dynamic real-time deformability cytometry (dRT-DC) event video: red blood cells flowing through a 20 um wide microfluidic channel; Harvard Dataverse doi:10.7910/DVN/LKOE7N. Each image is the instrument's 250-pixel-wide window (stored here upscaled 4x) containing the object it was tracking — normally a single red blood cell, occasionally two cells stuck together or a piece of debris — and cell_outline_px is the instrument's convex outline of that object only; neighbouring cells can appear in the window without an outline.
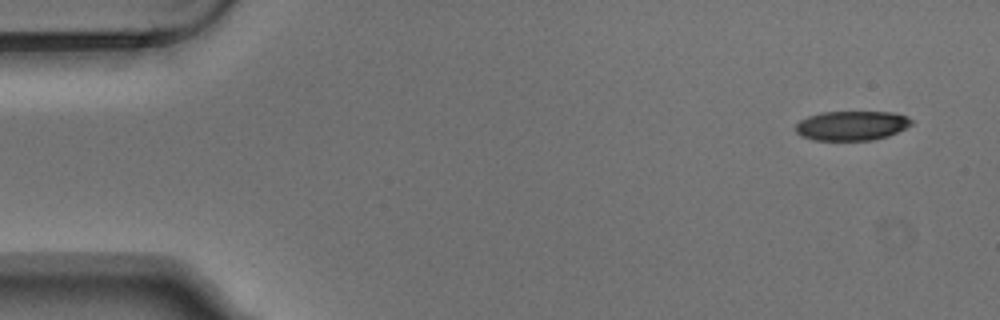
{"species": "Egyptian fruit bat (a non-hibernating species)", "species_latin": "Rousettus aegyptiacus", "temperature_condition": "warm", "stored_images_in_passage": 4, "camera_frame_rate_fps": 3000, "um_per_image_px": 0.085, "animal": {"sex": "male"}, "frame": {"image": 1, "passage_image": 1, "time_ms": 0.0, "image_size_px": [1000, 320], "cell_outline_px": [[912, 124], [888, 136], [872, 140], [812, 140], [800, 136], [796, 132], [796, 124], [800, 120], [808, 116], [820, 112], [892, 112], [908, 116], [912, 120]], "centroid_in_image_um": [72.37, 10.68], "position_along_channel_um": 12.6, "area_um2": 19.94}}